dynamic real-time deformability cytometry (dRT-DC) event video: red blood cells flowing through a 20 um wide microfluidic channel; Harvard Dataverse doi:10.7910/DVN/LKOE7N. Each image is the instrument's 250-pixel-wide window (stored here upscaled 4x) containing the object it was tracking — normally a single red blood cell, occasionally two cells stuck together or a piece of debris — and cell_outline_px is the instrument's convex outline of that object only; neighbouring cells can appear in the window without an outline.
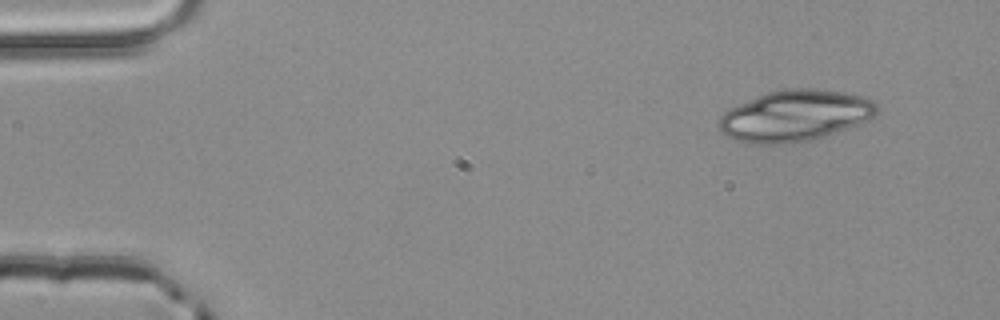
{"species": "common noctule bat (a hibernating species)", "species_latin": "Nyctalus noctula", "temperature_condition": "room temperature", "stored_images_in_passage": 4, "camera_frame_rate_fps": 3000, "um_per_image_px": 0.085, "animal": {"sex": "male", "body_mass_g": 20.4}, "frame": {"image": 1, "passage_image": 1, "time_ms": 0.0, "image_size_px": [1000, 320], "cell_outline_px": [[880, 112], [868, 120], [836, 132], [812, 140], [792, 144], [756, 144], [736, 140], [724, 136], [720, 132], [720, 116], [728, 108], [768, 92], [788, 88], [808, 88], [844, 92], [864, 96], [872, 100], [880, 108]], "centroid_in_image_um": [67.58, 9.84], "position_along_channel_um": 17.4, "area_um2": 47.34}}